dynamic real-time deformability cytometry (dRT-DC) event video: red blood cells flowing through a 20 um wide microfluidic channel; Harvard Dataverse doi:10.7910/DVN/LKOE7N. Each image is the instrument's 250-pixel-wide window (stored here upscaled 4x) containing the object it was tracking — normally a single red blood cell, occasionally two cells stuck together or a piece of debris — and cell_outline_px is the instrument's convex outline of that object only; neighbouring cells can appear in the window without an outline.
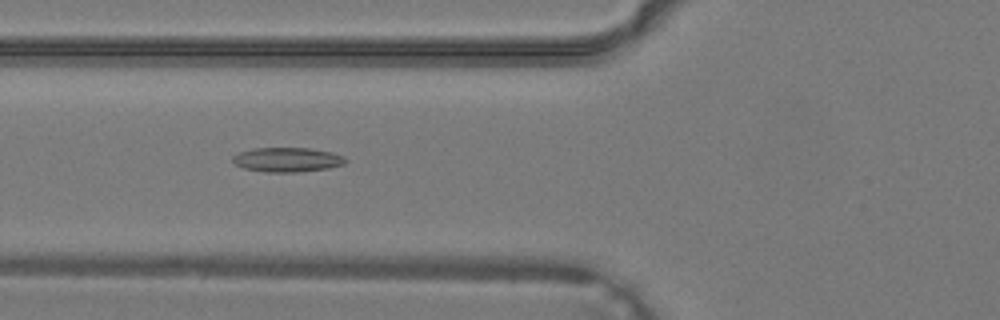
{"species": "common noctule bat (a hibernating species)", "species_latin": "Nyctalus noctula", "temperature_condition": "warm", "stored_images_in_passage": 32, "camera_frame_rate_fps": 3000, "um_per_image_px": 0.085, "animal": {"sex": "male", "body_mass_g": 19.2, "forearm_length_mm": 51.8}, "frame": {"image": 1, "passage_image": 8, "time_ms": 2.333, "image_size_px": [1000, 320], "cell_outline_px": [[348, 160], [344, 164], [328, 168], [296, 172], [268, 172], [244, 168], [236, 164], [232, 160], [232, 156], [240, 152], [252, 148], [308, 148], [332, 152], [344, 156]], "centroid_in_image_um": [24.43, 13.56], "position_along_channel_um": 101.4, "area_um2": 16.01}}
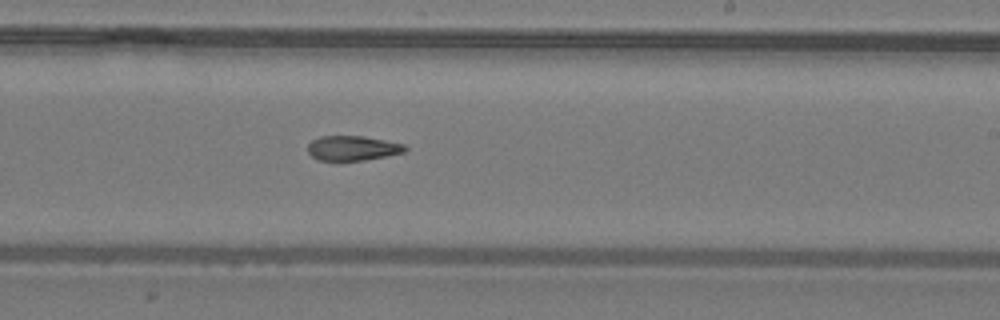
{"frame": {"image": 2, "passage_image": 17, "time_ms": 5.333, "image_size_px": [1000, 320], "cell_outline_px": [[408, 148], [404, 152], [364, 160], [320, 160], [312, 156], [308, 152], [308, 144], [312, 140], [320, 136], [364, 136], [404, 144]], "centroid_in_image_um": [29.96, 12.58], "position_along_channel_um": 259.0, "area_um2": 13.87}}
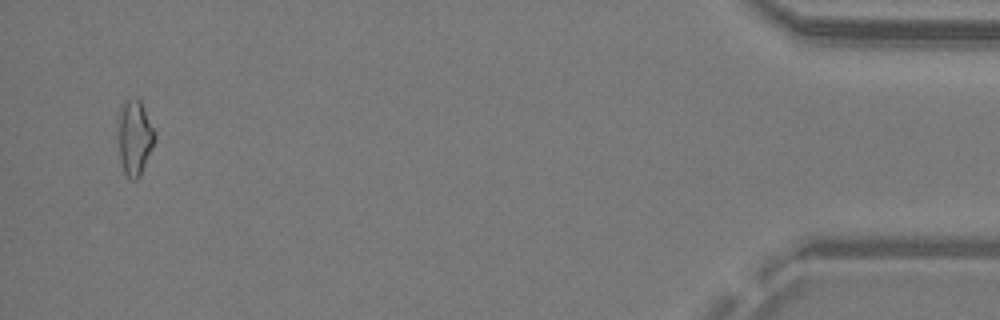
{"frame": {"image": 3, "passage_image": 31, "time_ms": 10.0, "image_size_px": [1000, 320], "cell_outline_px": [[156, 140], [140, 176], [136, 180], [132, 180], [124, 172], [120, 160], [116, 120], [124, 100], [136, 96], [140, 100], [156, 132]], "centroid_in_image_um": [11.43, 11.65], "position_along_channel_um": 423.8, "area_um2": 16.53}}